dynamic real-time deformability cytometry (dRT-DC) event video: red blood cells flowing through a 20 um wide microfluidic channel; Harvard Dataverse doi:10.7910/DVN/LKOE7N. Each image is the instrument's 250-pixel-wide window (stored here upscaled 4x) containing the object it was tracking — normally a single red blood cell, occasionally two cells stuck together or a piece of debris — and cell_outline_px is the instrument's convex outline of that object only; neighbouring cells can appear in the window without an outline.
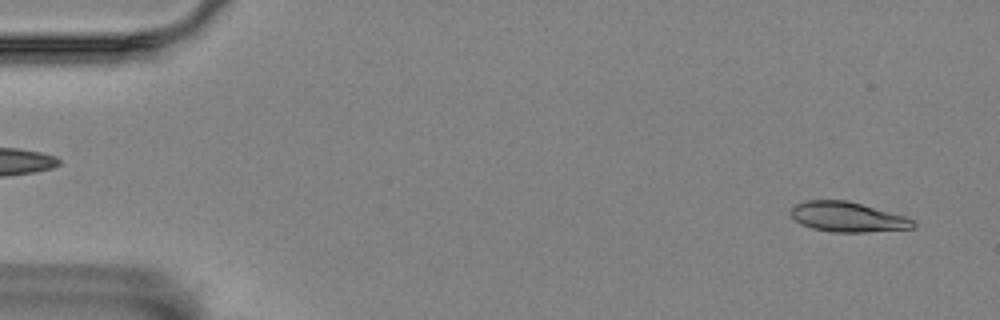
{"species": "Egyptian fruit bat (a non-hibernating species)", "species_latin": "Rousettus aegyptiacus", "temperature_condition": "room temperature", "stored_images_in_passage": 56, "camera_frame_rate_fps": 3000, "um_per_image_px": 0.085, "animal": {"sex": "female"}, "frame": {"image": 1, "passage_image": 3, "time_ms": 0.667, "image_size_px": [1000, 320], "cell_outline_px": [[916, 224], [912, 228], [864, 232], [832, 232], [812, 228], [800, 224], [788, 212], [796, 204], [804, 200], [848, 200], [904, 216], [916, 220]], "centroid_in_image_um": [72.02, 18.43], "position_along_channel_um": 13.0, "area_um2": 21.33}}
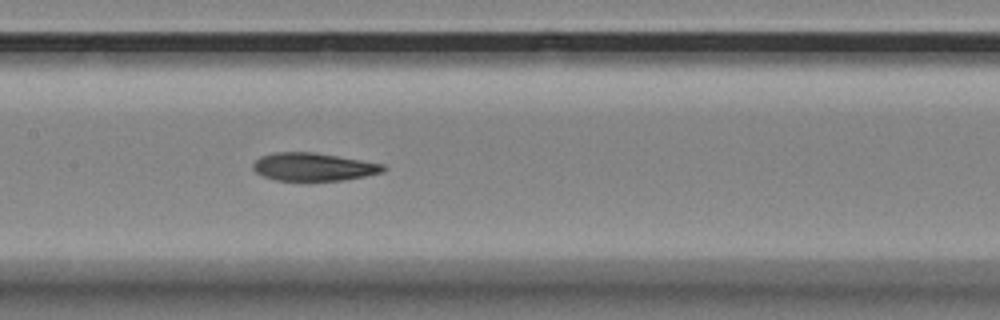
{"frame": {"image": 2, "passage_image": 27, "time_ms": 8.667, "image_size_px": [1000, 320], "cell_outline_px": [[388, 168], [384, 172], [344, 180], [276, 180], [264, 176], [256, 172], [252, 168], [252, 164], [260, 156], [272, 152], [312, 152], [384, 164]], "centroid_in_image_um": [26.63, 14.18], "position_along_channel_um": 180.8, "area_um2": 21.1}}
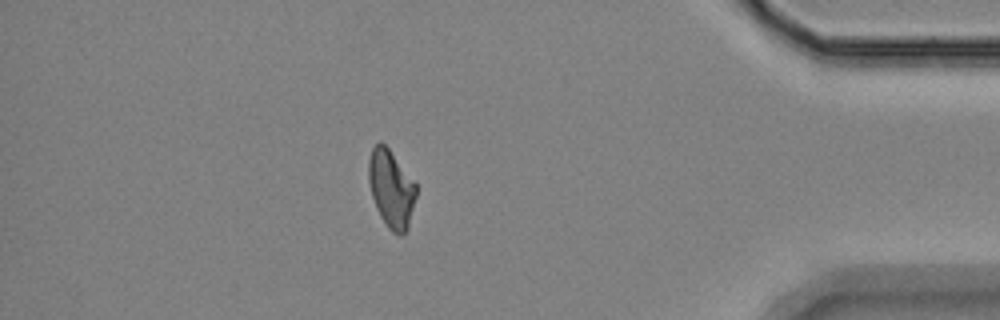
{"frame": {"image": 3, "passage_image": 49, "time_ms": 16.0, "image_size_px": [1000, 320], "cell_outline_px": [[416, 196], [408, 228], [400, 236], [392, 232], [388, 228], [380, 216], [376, 208], [372, 196], [368, 180], [368, 160], [372, 148], [380, 140], [388, 148], [416, 184]], "centroid_in_image_um": [33.23, 16.05], "position_along_channel_um": 402.0, "area_um2": 21.39}, "authors_computed_cell_mechanics": {"area_um2": 21.8195, "velocity_mm_per_s": 3.5272, "shape_relaxation_time_tau1_ms": null, "shape_relaxation_time_tau2_ms": 3.6399, "deformation_change_tau1": null, "deformation_change_tau2": 0.0937}}